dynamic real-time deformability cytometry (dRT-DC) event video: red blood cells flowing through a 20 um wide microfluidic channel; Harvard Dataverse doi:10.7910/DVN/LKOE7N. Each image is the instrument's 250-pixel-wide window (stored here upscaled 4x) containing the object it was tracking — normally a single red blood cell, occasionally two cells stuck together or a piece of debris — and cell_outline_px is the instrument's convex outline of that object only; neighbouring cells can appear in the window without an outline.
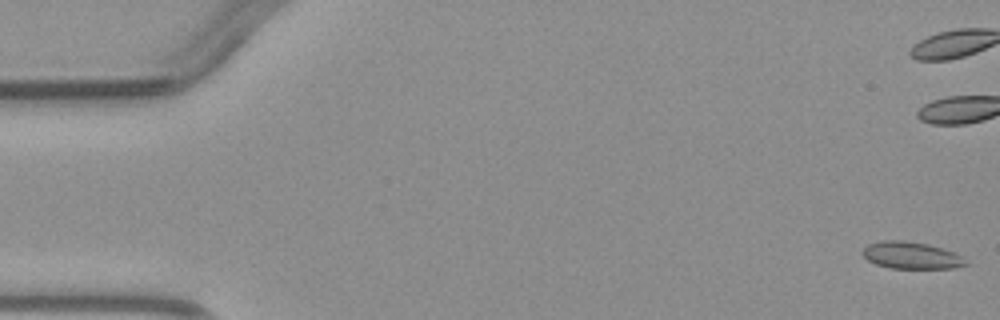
{"species": "common noctule bat (a hibernating species)", "species_latin": "Nyctalus noctula", "temperature_condition": "warm", "stored_images_in_passage": 5, "camera_frame_rate_fps": 3000, "um_per_image_px": 0.085, "animal": {"sex": "male", "body_mass_g": 23.1, "forearm_length_mm": 52.7}, "frame": {"image": 1, "passage_image": 1, "time_ms": 0.0, "image_size_px": [1000, 320], "cell_outline_px": [[972, 264], [952, 268], [892, 268], [876, 264], [868, 260], [860, 252], [868, 244], [880, 240], [904, 240], [928, 244], [952, 252], [960, 256]], "centroid_in_image_um": [77.44, 21.7], "position_along_channel_um": 7.6, "area_um2": 16.18}}